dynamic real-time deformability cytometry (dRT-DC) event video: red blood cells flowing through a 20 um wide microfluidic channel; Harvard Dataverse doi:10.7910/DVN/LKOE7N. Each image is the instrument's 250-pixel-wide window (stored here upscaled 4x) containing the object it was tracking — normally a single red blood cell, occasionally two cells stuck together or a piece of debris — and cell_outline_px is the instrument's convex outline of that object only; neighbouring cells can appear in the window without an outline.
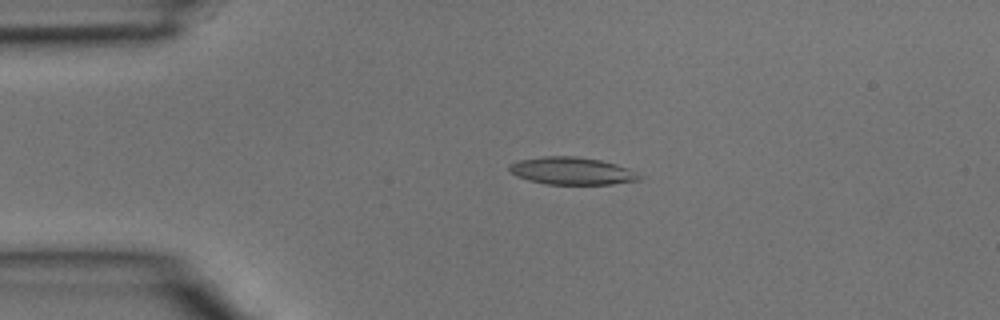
{"species": "common noctule bat (a hibernating species)", "species_latin": "Nyctalus noctula", "temperature_condition": "room temperature", "stored_images_in_passage": 4, "camera_frame_rate_fps": 3000, "um_per_image_px": 0.085, "animal": {"sex": "male", "body_mass_g": 15.6}, "frame": {"image": 1, "passage_image": 3, "time_ms": 0.667, "image_size_px": [1000, 320], "cell_outline_px": [[644, 176], [640, 180], [612, 184], [548, 184], [528, 180], [516, 176], [508, 168], [512, 164], [520, 160], [544, 156], [576, 156], [600, 160], [616, 164], [628, 168]], "centroid_in_image_um": [48.66, 14.53], "position_along_channel_um": 36.3, "area_um2": 20.69}}